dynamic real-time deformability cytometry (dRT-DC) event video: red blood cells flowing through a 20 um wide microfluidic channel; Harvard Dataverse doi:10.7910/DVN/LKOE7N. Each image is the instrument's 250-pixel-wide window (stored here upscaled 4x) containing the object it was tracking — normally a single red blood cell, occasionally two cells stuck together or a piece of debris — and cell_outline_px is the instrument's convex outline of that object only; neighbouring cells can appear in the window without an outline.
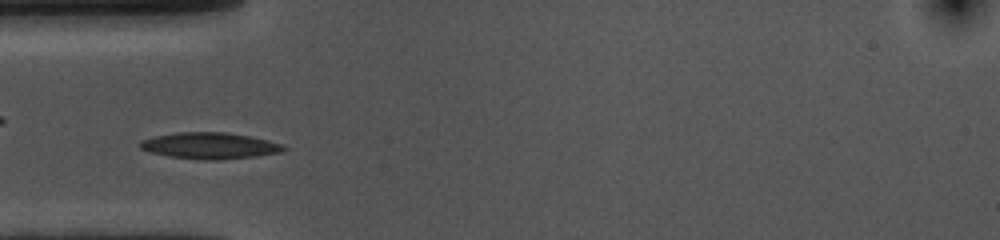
{"species": "common noctule bat (a hibernating species)", "species_latin": "Nyctalus noctula", "temperature_condition": "cold", "stored_images_in_passage": 47, "camera_frame_rate_fps": 3000, "um_per_image_px": 0.085, "animal": {"sex": "female", "body_mass_g": 10.0, "forearm_length_mm": 53.1}, "frame": {"image": 1, "passage_image": 10, "time_ms": 3.0, "image_size_px": [1000, 240], "cell_outline_px": [[288, 148], [284, 152], [256, 156], [220, 160], [204, 160], [168, 156], [152, 152], [140, 148], [140, 140], [156, 136], [180, 132], [228, 132], [268, 140], [284, 144]], "centroid_in_image_um": [17.9, 12.39], "position_along_channel_um": 67.1, "area_um2": 22.08}}
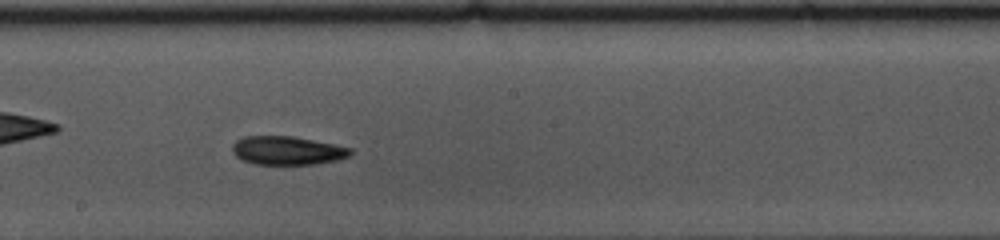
{"frame": {"image": 2, "passage_image": 23, "time_ms": 7.333, "image_size_px": [1000, 240], "cell_outline_px": [[352, 152], [348, 156], [336, 160], [312, 164], [252, 164], [236, 156], [232, 152], [232, 144], [236, 140], [244, 136], [292, 136], [352, 148]], "centroid_in_image_um": [24.37, 12.79], "position_along_channel_um": 223.8, "area_um2": 19.48}}
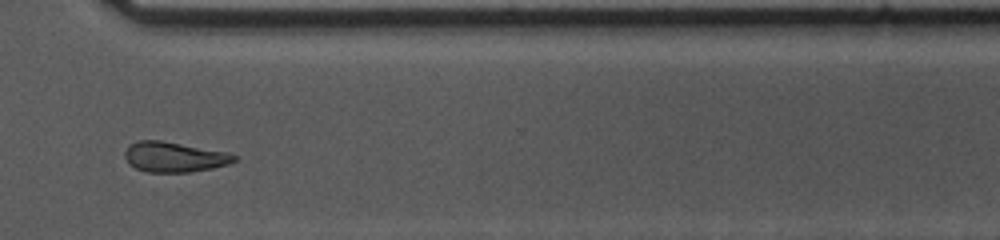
{"frame": {"image": 3, "passage_image": 34, "time_ms": 11.0, "image_size_px": [1000, 240], "cell_outline_px": [[236, 160], [228, 164], [212, 168], [192, 172], [144, 172], [128, 164], [124, 156], [124, 152], [128, 144], [136, 140], [160, 140], [228, 152], [236, 156]], "centroid_in_image_um": [14.76, 13.34], "position_along_channel_um": 355.8, "area_um2": 19.42}, "authors_computed_cell_mechanics": {"area_um2": 20.1144, "velocity_mm_per_s": 3.6, "shape_relaxation_time_tau1_ms": 9.6631, "shape_relaxation_time_tau2_ms": null, "deformation_change_tau1": 0.1815, "deformation_change_tau2": null}}